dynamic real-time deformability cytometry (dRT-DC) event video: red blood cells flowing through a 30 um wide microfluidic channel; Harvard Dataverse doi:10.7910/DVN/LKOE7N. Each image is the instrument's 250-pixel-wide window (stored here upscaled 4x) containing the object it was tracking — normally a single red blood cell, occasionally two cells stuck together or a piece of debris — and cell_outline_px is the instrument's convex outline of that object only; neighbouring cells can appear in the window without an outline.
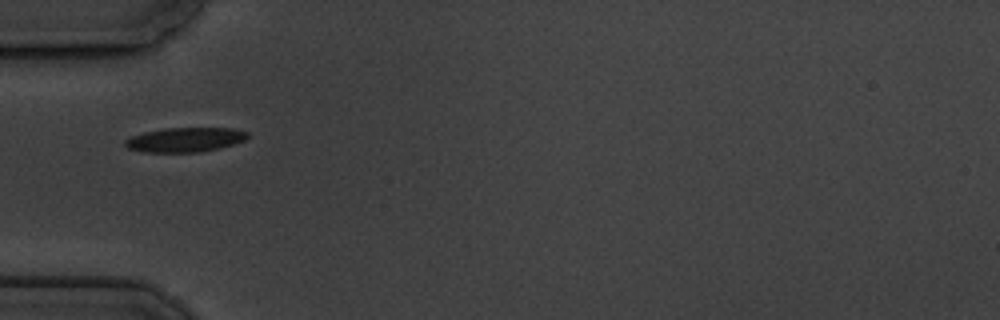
{"species": "common noctule bat (a hibernating species)", "species_latin": "Nyctalus noctula", "temperature_condition": "cold", "stored_images_in_passage": 4, "camera_frame_rate_fps": 3000, "um_per_image_px": 0.085, "animal": {"sex": "male", "body_mass_g": 19.5, "forearm_length_mm": 54.6}, "frame": {"image": 1, "passage_image": 1, "time_ms": 0.0, "image_size_px": [1000, 320], "cell_outline_px": [[248, 136], [244, 140], [220, 148], [200, 152], [144, 152], [128, 148], [124, 144], [124, 140], [132, 136], [144, 132], [164, 128], [232, 128], [248, 132]], "centroid_in_image_um": [15.71, 11.87], "position_along_channel_um": 69.3, "area_um2": 17.4}}
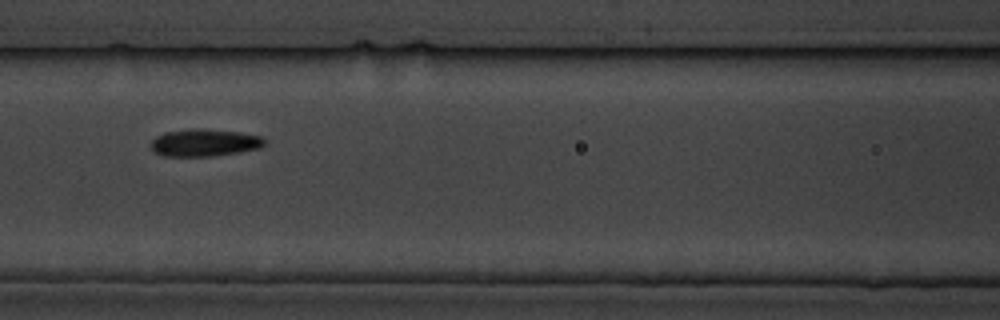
{"frame": {"image": 2, "passage_image": 3, "time_ms": 2.333, "image_size_px": [1000, 320], "cell_outline_px": [[268, 140], [260, 148], [240, 152], [212, 156], [160, 156], [152, 152], [152, 140], [156, 136], [164, 132], [192, 128], [200, 128], [240, 132], [264, 136]], "centroid_in_image_um": [17.4, 12.12], "position_along_channel_um": 149.2, "area_um2": 18.44}}
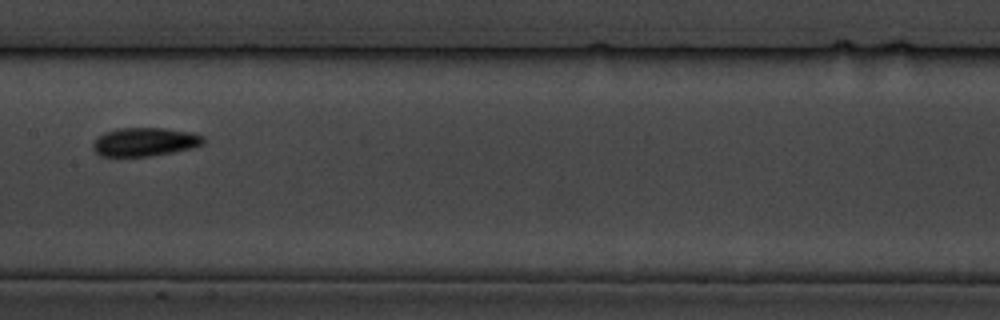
{"frame": {"image": 3, "passage_image": 4, "time_ms": 3.667, "image_size_px": [1000, 320], "cell_outline_px": [[204, 144], [192, 148], [172, 152], [148, 156], [100, 156], [92, 148], [92, 144], [104, 132], [120, 128], [164, 128], [192, 132], [204, 136]], "centroid_in_image_um": [12.33, 12.06], "position_along_channel_um": 195.1, "area_um2": 18.32}}